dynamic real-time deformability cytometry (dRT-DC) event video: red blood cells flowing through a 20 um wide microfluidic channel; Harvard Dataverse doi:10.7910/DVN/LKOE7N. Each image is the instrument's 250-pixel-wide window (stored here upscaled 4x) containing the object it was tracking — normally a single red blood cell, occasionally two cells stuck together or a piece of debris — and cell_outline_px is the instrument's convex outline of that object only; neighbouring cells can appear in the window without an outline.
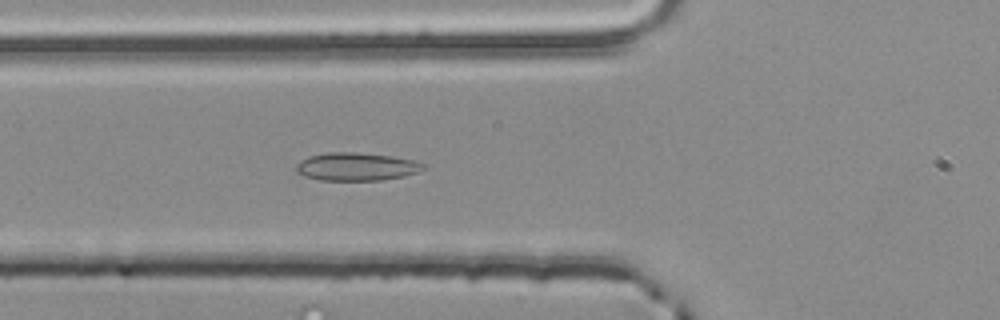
{"species": "common noctule bat (a hibernating species)", "species_latin": "Nyctalus noctula", "temperature_condition": "room temperature", "stored_images_in_passage": 42, "camera_frame_rate_fps": 3000, "um_per_image_px": 0.085, "animal": {"sex": "male", "body_mass_g": 20.4}, "frame": {"image": 1, "passage_image": 8, "time_ms": 2.333, "image_size_px": [1000, 320], "cell_outline_px": [[424, 168], [416, 172], [404, 176], [380, 180], [320, 180], [304, 176], [296, 172], [296, 164], [300, 160], [308, 156], [328, 152], [352, 152], [392, 156], [412, 160], [424, 164]], "centroid_in_image_um": [30.23, 14.16], "position_along_channel_um": 95.6, "area_um2": 20.63}}
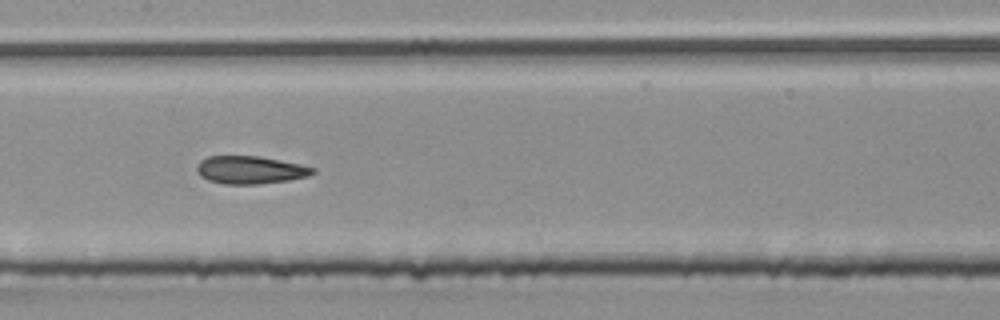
{"frame": {"image": 2, "passage_image": 15, "time_ms": 4.667, "image_size_px": [1000, 320], "cell_outline_px": [[316, 172], [308, 176], [288, 180], [256, 184], [224, 184], [208, 180], [200, 176], [196, 172], [196, 168], [200, 160], [208, 156], [260, 156], [300, 164], [316, 168]], "centroid_in_image_um": [21.26, 14.44], "position_along_channel_um": 186.1, "area_um2": 18.84}}
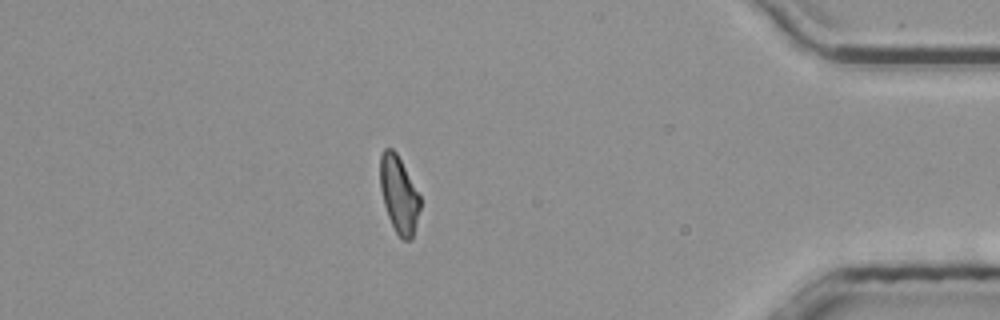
{"frame": {"image": 3, "passage_image": 35, "time_ms": 11.333, "image_size_px": [1000, 320], "cell_outline_px": [[420, 208], [412, 236], [408, 240], [400, 240], [388, 216], [384, 204], [380, 188], [380, 156], [384, 148], [392, 148], [396, 152], [420, 196]], "centroid_in_image_um": [33.89, 16.52], "position_along_channel_um": 401.3, "area_um2": 17.63}, "authors_computed_cell_mechanics": {"area_um2": 18.496, "velocity_mm_per_s": 3.8597, "shape_relaxation_time_tau1_ms": null, "shape_relaxation_time_tau2_ms": 4.2171, "deformation_change_tau1": null, "deformation_change_tau2": 0.1177}}